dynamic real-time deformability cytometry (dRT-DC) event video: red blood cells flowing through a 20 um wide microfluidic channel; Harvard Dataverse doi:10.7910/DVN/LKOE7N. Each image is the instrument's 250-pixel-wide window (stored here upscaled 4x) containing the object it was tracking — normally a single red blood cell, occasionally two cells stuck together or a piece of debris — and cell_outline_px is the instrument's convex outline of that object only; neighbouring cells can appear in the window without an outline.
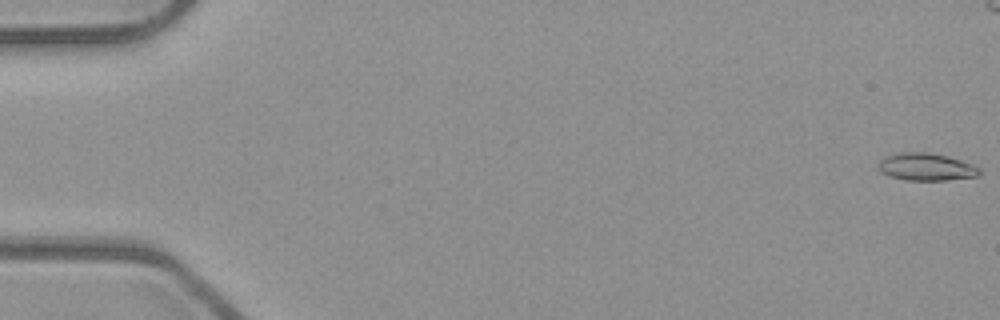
{"species": "common noctule bat (a hibernating species)", "species_latin": "Nyctalus noctula", "temperature_condition": "room temperature", "stored_images_in_passage": 54, "camera_frame_rate_fps": 3000, "um_per_image_px": 0.085, "animal": {"sex": "male", "body_mass_g": 23.1, "forearm_length_mm": 52.7}, "frame": {"image": 1, "passage_image": 1, "time_ms": 0.0, "image_size_px": [1000, 320], "cell_outline_px": [[980, 172], [976, 176], [944, 180], [908, 180], [892, 176], [880, 172], [876, 164], [884, 156], [900, 152], [928, 152], [948, 156], [972, 164], [980, 168]], "centroid_in_image_um": [78.68, 14.17], "position_along_channel_um": 6.3, "area_um2": 16.13}}
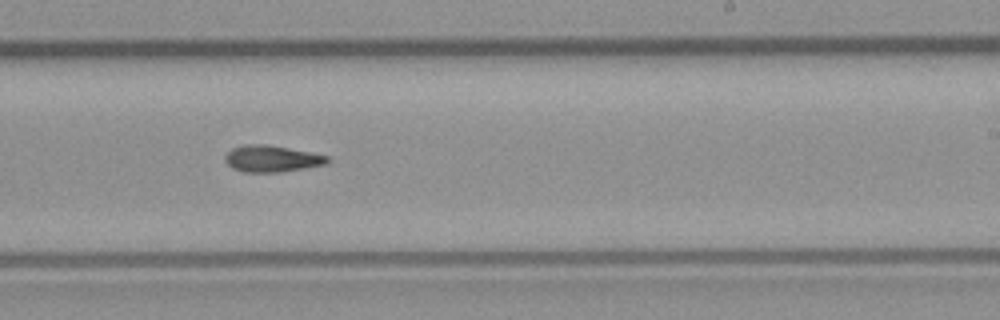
{"frame": {"image": 2, "passage_image": 33, "time_ms": 10.667, "image_size_px": [1000, 320], "cell_outline_px": [[332, 160], [328, 164], [280, 172], [244, 172], [232, 168], [224, 160], [224, 156], [232, 148], [248, 144], [264, 144], [288, 148], [328, 156]], "centroid_in_image_um": [23.1, 13.49], "position_along_channel_um": 265.9, "area_um2": 15.78}}
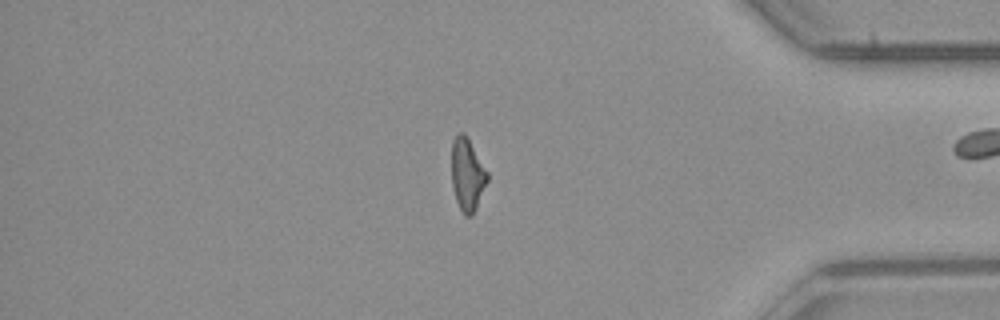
{"frame": {"image": 3, "passage_image": 45, "time_ms": 14.667, "image_size_px": [1000, 320], "cell_outline_px": [[488, 180], [476, 208], [472, 216], [464, 216], [456, 200], [452, 184], [452, 140], [456, 132], [464, 132], [488, 172]], "centroid_in_image_um": [39.71, 14.82], "position_along_channel_um": 395.5, "area_um2": 15.09}, "authors_computed_cell_mechanics": {"area_um2": 15.4904, "velocity_mm_per_s": 3.9724, "shape_relaxation_time_tau1_ms": null, "shape_relaxation_time_tau2_ms": 5.4783, "deformation_change_tau1": null, "deformation_change_tau2": 0.1647}}